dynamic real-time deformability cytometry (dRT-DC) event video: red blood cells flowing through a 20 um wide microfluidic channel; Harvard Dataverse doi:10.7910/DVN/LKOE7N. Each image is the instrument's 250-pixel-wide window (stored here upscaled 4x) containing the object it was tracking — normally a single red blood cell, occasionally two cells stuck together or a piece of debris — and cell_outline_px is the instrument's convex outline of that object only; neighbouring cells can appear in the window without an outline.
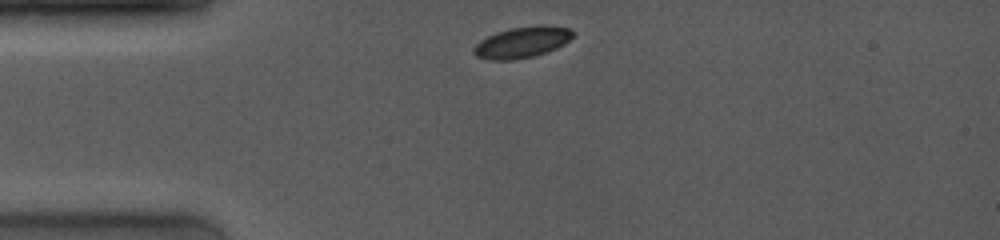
{"species": "common noctule bat (a hibernating species)", "species_latin": "Nyctalus noctula", "temperature_condition": "room temperature", "stored_images_in_passage": 5, "camera_frame_rate_fps": 4000, "um_per_image_px": 0.085, "animal": {"sex": "female", "body_mass_g": 19.0, "forearm_length_mm": 53.3}, "frame": {"image": 1, "passage_image": 1, "time_ms": 0.0, "image_size_px": [1000, 240], "cell_outline_px": [[576, 32], [564, 44], [556, 48], [536, 56], [512, 60], [488, 60], [476, 56], [472, 52], [472, 48], [480, 40], [496, 32], [508, 28], [536, 24], [544, 24], [572, 28]], "centroid_in_image_um": [44.39, 3.57], "position_along_channel_um": 40.6, "area_um2": 18.44}}
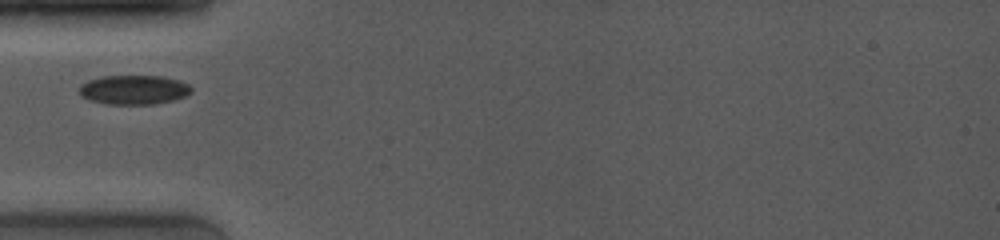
{"frame": {"image": 2, "passage_image": 3, "time_ms": 1.5, "image_size_px": [1000, 240], "cell_outline_px": [[192, 92], [184, 96], [172, 100], [152, 104], [108, 104], [88, 100], [80, 96], [80, 84], [88, 80], [100, 76], [160, 76], [180, 80], [188, 84], [192, 88]], "centroid_in_image_um": [11.35, 7.62], "position_along_channel_um": 73.7, "area_um2": 19.19}}